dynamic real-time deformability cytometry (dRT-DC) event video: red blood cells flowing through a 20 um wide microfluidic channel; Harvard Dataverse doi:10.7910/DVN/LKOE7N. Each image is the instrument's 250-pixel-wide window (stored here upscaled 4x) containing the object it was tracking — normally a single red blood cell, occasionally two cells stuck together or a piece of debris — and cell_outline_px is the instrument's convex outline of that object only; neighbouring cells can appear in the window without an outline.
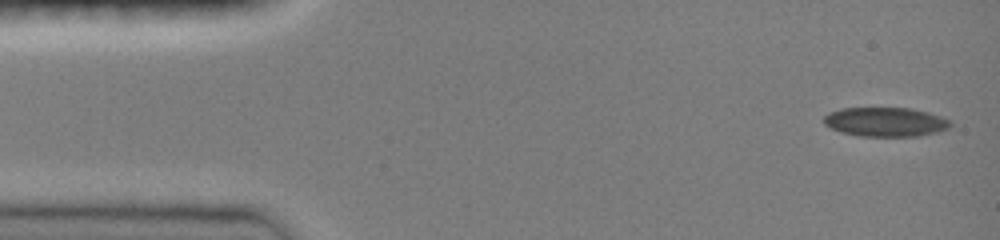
{"species": "common noctule bat (a hibernating species)", "species_latin": "Nyctalus noctula", "temperature_condition": "room temperature", "stored_images_in_passage": 22, "camera_frame_rate_fps": 3000, "um_per_image_px": 0.085, "animal": {"sex": "female", "body_mass_g": 19.0, "forearm_length_mm": 51.5}, "frame": {"image": 1, "passage_image": 1, "time_ms": 0.0, "image_size_px": [1000, 240], "cell_outline_px": [[952, 124], [948, 128], [936, 132], [920, 136], [860, 136], [840, 132], [824, 124], [824, 116], [828, 112], [840, 108], [912, 108], [928, 112], [952, 120]], "centroid_in_image_um": [75.27, 10.36], "position_along_channel_um": 9.7, "area_um2": 21.68}}
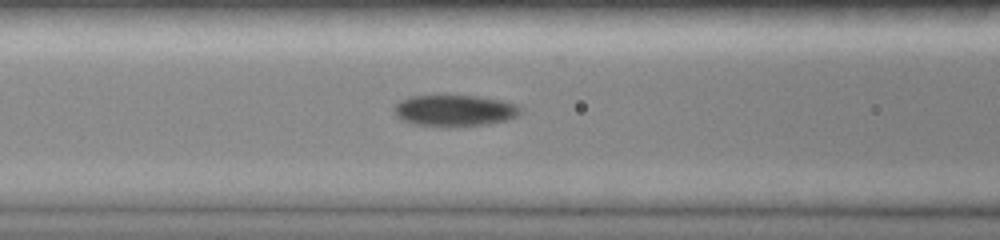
{"frame": {"image": 2, "passage_image": 16, "time_ms": 5.667, "image_size_px": [1000, 240], "cell_outline_px": [[520, 112], [516, 116], [508, 120], [484, 124], [456, 128], [448, 128], [412, 124], [400, 120], [396, 116], [396, 104], [400, 100], [408, 96], [448, 92], [480, 96], [520, 104]], "centroid_in_image_um": [38.61, 9.36], "position_along_channel_um": 128.0, "area_um2": 24.51}}
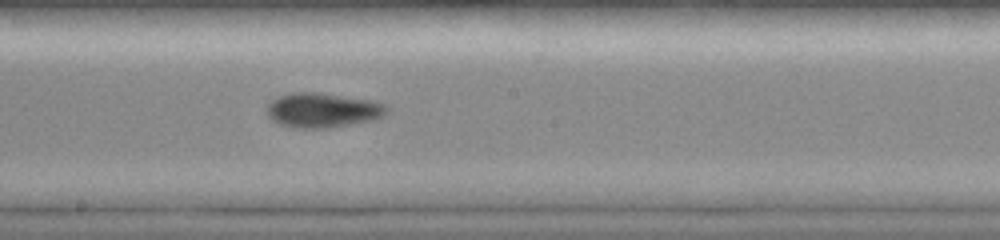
{"frame": {"image": 3, "passage_image": 22, "time_ms": 8.0, "image_size_px": [1000, 240], "cell_outline_px": [[388, 112], [384, 116], [372, 120], [328, 128], [296, 128], [280, 124], [272, 120], [268, 116], [268, 104], [276, 96], [292, 92], [316, 92], [372, 100], [388, 104]], "centroid_in_image_um": [27.45, 9.36], "position_along_channel_um": 220.8, "area_um2": 24.33}}